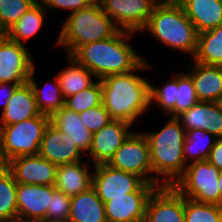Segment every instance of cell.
<instances>
[{
	"mask_svg": "<svg viewBox=\"0 0 222 222\" xmlns=\"http://www.w3.org/2000/svg\"><path fill=\"white\" fill-rule=\"evenodd\" d=\"M152 68L146 59L133 71L112 74L100 79L102 104L113 120H123L133 126L150 111V80L138 74ZM137 72V73H135Z\"/></svg>",
	"mask_w": 222,
	"mask_h": 222,
	"instance_id": "cell-1",
	"label": "cell"
},
{
	"mask_svg": "<svg viewBox=\"0 0 222 222\" xmlns=\"http://www.w3.org/2000/svg\"><path fill=\"white\" fill-rule=\"evenodd\" d=\"M133 32L118 30L113 36L80 46L72 55L99 80L135 70L145 59L131 45Z\"/></svg>",
	"mask_w": 222,
	"mask_h": 222,
	"instance_id": "cell-2",
	"label": "cell"
},
{
	"mask_svg": "<svg viewBox=\"0 0 222 222\" xmlns=\"http://www.w3.org/2000/svg\"><path fill=\"white\" fill-rule=\"evenodd\" d=\"M158 131H142L150 151L153 168V184L173 186L184 174L187 164L183 155L186 131L176 117L166 119Z\"/></svg>",
	"mask_w": 222,
	"mask_h": 222,
	"instance_id": "cell-3",
	"label": "cell"
},
{
	"mask_svg": "<svg viewBox=\"0 0 222 222\" xmlns=\"http://www.w3.org/2000/svg\"><path fill=\"white\" fill-rule=\"evenodd\" d=\"M141 32L191 59L195 55L198 33L177 0H160Z\"/></svg>",
	"mask_w": 222,
	"mask_h": 222,
	"instance_id": "cell-4",
	"label": "cell"
},
{
	"mask_svg": "<svg viewBox=\"0 0 222 222\" xmlns=\"http://www.w3.org/2000/svg\"><path fill=\"white\" fill-rule=\"evenodd\" d=\"M67 16L64 22H61L60 33L55 44L63 47L68 56H71L80 46L107 39L119 30L96 1Z\"/></svg>",
	"mask_w": 222,
	"mask_h": 222,
	"instance_id": "cell-5",
	"label": "cell"
},
{
	"mask_svg": "<svg viewBox=\"0 0 222 222\" xmlns=\"http://www.w3.org/2000/svg\"><path fill=\"white\" fill-rule=\"evenodd\" d=\"M49 123L50 117L40 114L16 124L0 126V144L5 161L39 154L44 131Z\"/></svg>",
	"mask_w": 222,
	"mask_h": 222,
	"instance_id": "cell-6",
	"label": "cell"
},
{
	"mask_svg": "<svg viewBox=\"0 0 222 222\" xmlns=\"http://www.w3.org/2000/svg\"><path fill=\"white\" fill-rule=\"evenodd\" d=\"M219 175L220 170L207 160L196 161L187 165L173 186L186 198L220 205Z\"/></svg>",
	"mask_w": 222,
	"mask_h": 222,
	"instance_id": "cell-7",
	"label": "cell"
},
{
	"mask_svg": "<svg viewBox=\"0 0 222 222\" xmlns=\"http://www.w3.org/2000/svg\"><path fill=\"white\" fill-rule=\"evenodd\" d=\"M92 187L104 202L111 197L127 196L133 192H153L157 186L145 182L141 177L111 168L107 164L94 165Z\"/></svg>",
	"mask_w": 222,
	"mask_h": 222,
	"instance_id": "cell-8",
	"label": "cell"
},
{
	"mask_svg": "<svg viewBox=\"0 0 222 222\" xmlns=\"http://www.w3.org/2000/svg\"><path fill=\"white\" fill-rule=\"evenodd\" d=\"M111 168L132 173L153 184L148 141L142 131H133L107 163Z\"/></svg>",
	"mask_w": 222,
	"mask_h": 222,
	"instance_id": "cell-9",
	"label": "cell"
},
{
	"mask_svg": "<svg viewBox=\"0 0 222 222\" xmlns=\"http://www.w3.org/2000/svg\"><path fill=\"white\" fill-rule=\"evenodd\" d=\"M160 0H100L102 10L119 30L140 32Z\"/></svg>",
	"mask_w": 222,
	"mask_h": 222,
	"instance_id": "cell-10",
	"label": "cell"
},
{
	"mask_svg": "<svg viewBox=\"0 0 222 222\" xmlns=\"http://www.w3.org/2000/svg\"><path fill=\"white\" fill-rule=\"evenodd\" d=\"M27 46L6 37L0 44V82L25 84L36 66Z\"/></svg>",
	"mask_w": 222,
	"mask_h": 222,
	"instance_id": "cell-11",
	"label": "cell"
},
{
	"mask_svg": "<svg viewBox=\"0 0 222 222\" xmlns=\"http://www.w3.org/2000/svg\"><path fill=\"white\" fill-rule=\"evenodd\" d=\"M132 124L123 120H112L93 134L88 154L93 165L107 164L114 153L134 131Z\"/></svg>",
	"mask_w": 222,
	"mask_h": 222,
	"instance_id": "cell-12",
	"label": "cell"
},
{
	"mask_svg": "<svg viewBox=\"0 0 222 222\" xmlns=\"http://www.w3.org/2000/svg\"><path fill=\"white\" fill-rule=\"evenodd\" d=\"M143 222H185L184 196L174 186L157 187L148 199Z\"/></svg>",
	"mask_w": 222,
	"mask_h": 222,
	"instance_id": "cell-13",
	"label": "cell"
},
{
	"mask_svg": "<svg viewBox=\"0 0 222 222\" xmlns=\"http://www.w3.org/2000/svg\"><path fill=\"white\" fill-rule=\"evenodd\" d=\"M14 180L21 184L54 185L57 165L36 155H25L7 162Z\"/></svg>",
	"mask_w": 222,
	"mask_h": 222,
	"instance_id": "cell-14",
	"label": "cell"
},
{
	"mask_svg": "<svg viewBox=\"0 0 222 222\" xmlns=\"http://www.w3.org/2000/svg\"><path fill=\"white\" fill-rule=\"evenodd\" d=\"M51 197L52 185L17 183L18 221L43 222Z\"/></svg>",
	"mask_w": 222,
	"mask_h": 222,
	"instance_id": "cell-15",
	"label": "cell"
},
{
	"mask_svg": "<svg viewBox=\"0 0 222 222\" xmlns=\"http://www.w3.org/2000/svg\"><path fill=\"white\" fill-rule=\"evenodd\" d=\"M176 118L185 131L205 130L217 139L222 138V108L219 102L198 101Z\"/></svg>",
	"mask_w": 222,
	"mask_h": 222,
	"instance_id": "cell-16",
	"label": "cell"
},
{
	"mask_svg": "<svg viewBox=\"0 0 222 222\" xmlns=\"http://www.w3.org/2000/svg\"><path fill=\"white\" fill-rule=\"evenodd\" d=\"M39 155L56 165L76 163L82 161L83 158L86 160L76 144L67 141L64 133L51 123L44 131Z\"/></svg>",
	"mask_w": 222,
	"mask_h": 222,
	"instance_id": "cell-17",
	"label": "cell"
},
{
	"mask_svg": "<svg viewBox=\"0 0 222 222\" xmlns=\"http://www.w3.org/2000/svg\"><path fill=\"white\" fill-rule=\"evenodd\" d=\"M153 192H133L111 197L104 203L107 222H143L146 206Z\"/></svg>",
	"mask_w": 222,
	"mask_h": 222,
	"instance_id": "cell-18",
	"label": "cell"
},
{
	"mask_svg": "<svg viewBox=\"0 0 222 222\" xmlns=\"http://www.w3.org/2000/svg\"><path fill=\"white\" fill-rule=\"evenodd\" d=\"M191 61V66L185 65V72L192 79L198 100L219 102L222 98V66Z\"/></svg>",
	"mask_w": 222,
	"mask_h": 222,
	"instance_id": "cell-19",
	"label": "cell"
},
{
	"mask_svg": "<svg viewBox=\"0 0 222 222\" xmlns=\"http://www.w3.org/2000/svg\"><path fill=\"white\" fill-rule=\"evenodd\" d=\"M93 171L94 165L89 159L57 165L54 186L70 197L78 195L92 186Z\"/></svg>",
	"mask_w": 222,
	"mask_h": 222,
	"instance_id": "cell-20",
	"label": "cell"
},
{
	"mask_svg": "<svg viewBox=\"0 0 222 222\" xmlns=\"http://www.w3.org/2000/svg\"><path fill=\"white\" fill-rule=\"evenodd\" d=\"M40 114L32 86L27 82L15 90L6 108L0 112V126L16 124Z\"/></svg>",
	"mask_w": 222,
	"mask_h": 222,
	"instance_id": "cell-21",
	"label": "cell"
},
{
	"mask_svg": "<svg viewBox=\"0 0 222 222\" xmlns=\"http://www.w3.org/2000/svg\"><path fill=\"white\" fill-rule=\"evenodd\" d=\"M50 123L64 133L67 141L76 144L85 156L88 154L93 134L86 128L79 113L63 106L50 117Z\"/></svg>",
	"mask_w": 222,
	"mask_h": 222,
	"instance_id": "cell-22",
	"label": "cell"
},
{
	"mask_svg": "<svg viewBox=\"0 0 222 222\" xmlns=\"http://www.w3.org/2000/svg\"><path fill=\"white\" fill-rule=\"evenodd\" d=\"M196 32L210 30L222 25V0H177Z\"/></svg>",
	"mask_w": 222,
	"mask_h": 222,
	"instance_id": "cell-23",
	"label": "cell"
},
{
	"mask_svg": "<svg viewBox=\"0 0 222 222\" xmlns=\"http://www.w3.org/2000/svg\"><path fill=\"white\" fill-rule=\"evenodd\" d=\"M69 222H107L104 202L95 189H89L71 197Z\"/></svg>",
	"mask_w": 222,
	"mask_h": 222,
	"instance_id": "cell-24",
	"label": "cell"
},
{
	"mask_svg": "<svg viewBox=\"0 0 222 222\" xmlns=\"http://www.w3.org/2000/svg\"><path fill=\"white\" fill-rule=\"evenodd\" d=\"M67 67L57 74V80L64 99L93 86L99 79L73 57L66 55Z\"/></svg>",
	"mask_w": 222,
	"mask_h": 222,
	"instance_id": "cell-25",
	"label": "cell"
},
{
	"mask_svg": "<svg viewBox=\"0 0 222 222\" xmlns=\"http://www.w3.org/2000/svg\"><path fill=\"white\" fill-rule=\"evenodd\" d=\"M42 2H36L21 18L7 31V37L19 44L25 45L38 34L46 24L48 16ZM26 42V43H25Z\"/></svg>",
	"mask_w": 222,
	"mask_h": 222,
	"instance_id": "cell-26",
	"label": "cell"
},
{
	"mask_svg": "<svg viewBox=\"0 0 222 222\" xmlns=\"http://www.w3.org/2000/svg\"><path fill=\"white\" fill-rule=\"evenodd\" d=\"M36 68L35 66L33 67L28 82L32 86L40 113L51 117L57 110L65 106V99L56 75H54L50 81L47 80V82L42 85L43 87L39 86L36 81Z\"/></svg>",
	"mask_w": 222,
	"mask_h": 222,
	"instance_id": "cell-27",
	"label": "cell"
},
{
	"mask_svg": "<svg viewBox=\"0 0 222 222\" xmlns=\"http://www.w3.org/2000/svg\"><path fill=\"white\" fill-rule=\"evenodd\" d=\"M192 60L222 66V25L198 34L197 49Z\"/></svg>",
	"mask_w": 222,
	"mask_h": 222,
	"instance_id": "cell-28",
	"label": "cell"
},
{
	"mask_svg": "<svg viewBox=\"0 0 222 222\" xmlns=\"http://www.w3.org/2000/svg\"><path fill=\"white\" fill-rule=\"evenodd\" d=\"M217 138L205 130L186 131L183 155L186 164L207 160Z\"/></svg>",
	"mask_w": 222,
	"mask_h": 222,
	"instance_id": "cell-29",
	"label": "cell"
},
{
	"mask_svg": "<svg viewBox=\"0 0 222 222\" xmlns=\"http://www.w3.org/2000/svg\"><path fill=\"white\" fill-rule=\"evenodd\" d=\"M17 182L6 168L0 172V222L18 221Z\"/></svg>",
	"mask_w": 222,
	"mask_h": 222,
	"instance_id": "cell-30",
	"label": "cell"
},
{
	"mask_svg": "<svg viewBox=\"0 0 222 222\" xmlns=\"http://www.w3.org/2000/svg\"><path fill=\"white\" fill-rule=\"evenodd\" d=\"M172 79L156 87L150 82V106L156 105L159 111L167 114L175 107L176 89L178 88V72H172Z\"/></svg>",
	"mask_w": 222,
	"mask_h": 222,
	"instance_id": "cell-31",
	"label": "cell"
},
{
	"mask_svg": "<svg viewBox=\"0 0 222 222\" xmlns=\"http://www.w3.org/2000/svg\"><path fill=\"white\" fill-rule=\"evenodd\" d=\"M185 222H222V206L184 197Z\"/></svg>",
	"mask_w": 222,
	"mask_h": 222,
	"instance_id": "cell-32",
	"label": "cell"
},
{
	"mask_svg": "<svg viewBox=\"0 0 222 222\" xmlns=\"http://www.w3.org/2000/svg\"><path fill=\"white\" fill-rule=\"evenodd\" d=\"M176 99L175 107L167 114L170 117H177L199 101L192 79L185 71L178 72Z\"/></svg>",
	"mask_w": 222,
	"mask_h": 222,
	"instance_id": "cell-33",
	"label": "cell"
},
{
	"mask_svg": "<svg viewBox=\"0 0 222 222\" xmlns=\"http://www.w3.org/2000/svg\"><path fill=\"white\" fill-rule=\"evenodd\" d=\"M101 81L98 80L90 88H86L77 94L65 99V107L76 113L83 112L102 104Z\"/></svg>",
	"mask_w": 222,
	"mask_h": 222,
	"instance_id": "cell-34",
	"label": "cell"
},
{
	"mask_svg": "<svg viewBox=\"0 0 222 222\" xmlns=\"http://www.w3.org/2000/svg\"><path fill=\"white\" fill-rule=\"evenodd\" d=\"M35 3V0H0V29L7 32Z\"/></svg>",
	"mask_w": 222,
	"mask_h": 222,
	"instance_id": "cell-35",
	"label": "cell"
},
{
	"mask_svg": "<svg viewBox=\"0 0 222 222\" xmlns=\"http://www.w3.org/2000/svg\"><path fill=\"white\" fill-rule=\"evenodd\" d=\"M71 207V197L56 189L52 185V197L50 206L43 222L68 221Z\"/></svg>",
	"mask_w": 222,
	"mask_h": 222,
	"instance_id": "cell-36",
	"label": "cell"
},
{
	"mask_svg": "<svg viewBox=\"0 0 222 222\" xmlns=\"http://www.w3.org/2000/svg\"><path fill=\"white\" fill-rule=\"evenodd\" d=\"M79 117L92 134L113 120L103 104L80 112Z\"/></svg>",
	"mask_w": 222,
	"mask_h": 222,
	"instance_id": "cell-37",
	"label": "cell"
},
{
	"mask_svg": "<svg viewBox=\"0 0 222 222\" xmlns=\"http://www.w3.org/2000/svg\"><path fill=\"white\" fill-rule=\"evenodd\" d=\"M93 2V0H42L47 11L67 10L68 14L83 9Z\"/></svg>",
	"mask_w": 222,
	"mask_h": 222,
	"instance_id": "cell-38",
	"label": "cell"
},
{
	"mask_svg": "<svg viewBox=\"0 0 222 222\" xmlns=\"http://www.w3.org/2000/svg\"><path fill=\"white\" fill-rule=\"evenodd\" d=\"M22 84H15L10 82H0V110L1 112L6 108L11 96L15 90Z\"/></svg>",
	"mask_w": 222,
	"mask_h": 222,
	"instance_id": "cell-39",
	"label": "cell"
},
{
	"mask_svg": "<svg viewBox=\"0 0 222 222\" xmlns=\"http://www.w3.org/2000/svg\"><path fill=\"white\" fill-rule=\"evenodd\" d=\"M207 161L222 171V138L215 141L214 146L210 150Z\"/></svg>",
	"mask_w": 222,
	"mask_h": 222,
	"instance_id": "cell-40",
	"label": "cell"
},
{
	"mask_svg": "<svg viewBox=\"0 0 222 222\" xmlns=\"http://www.w3.org/2000/svg\"><path fill=\"white\" fill-rule=\"evenodd\" d=\"M7 168V162L5 161L2 151H1V144H0V172Z\"/></svg>",
	"mask_w": 222,
	"mask_h": 222,
	"instance_id": "cell-41",
	"label": "cell"
},
{
	"mask_svg": "<svg viewBox=\"0 0 222 222\" xmlns=\"http://www.w3.org/2000/svg\"><path fill=\"white\" fill-rule=\"evenodd\" d=\"M218 187L220 191V206H222V171H220V175L218 178Z\"/></svg>",
	"mask_w": 222,
	"mask_h": 222,
	"instance_id": "cell-42",
	"label": "cell"
},
{
	"mask_svg": "<svg viewBox=\"0 0 222 222\" xmlns=\"http://www.w3.org/2000/svg\"><path fill=\"white\" fill-rule=\"evenodd\" d=\"M7 37V32L0 29V44L3 42V40Z\"/></svg>",
	"mask_w": 222,
	"mask_h": 222,
	"instance_id": "cell-43",
	"label": "cell"
},
{
	"mask_svg": "<svg viewBox=\"0 0 222 222\" xmlns=\"http://www.w3.org/2000/svg\"><path fill=\"white\" fill-rule=\"evenodd\" d=\"M219 104H220V106L222 108V98L220 99Z\"/></svg>",
	"mask_w": 222,
	"mask_h": 222,
	"instance_id": "cell-44",
	"label": "cell"
}]
</instances>
